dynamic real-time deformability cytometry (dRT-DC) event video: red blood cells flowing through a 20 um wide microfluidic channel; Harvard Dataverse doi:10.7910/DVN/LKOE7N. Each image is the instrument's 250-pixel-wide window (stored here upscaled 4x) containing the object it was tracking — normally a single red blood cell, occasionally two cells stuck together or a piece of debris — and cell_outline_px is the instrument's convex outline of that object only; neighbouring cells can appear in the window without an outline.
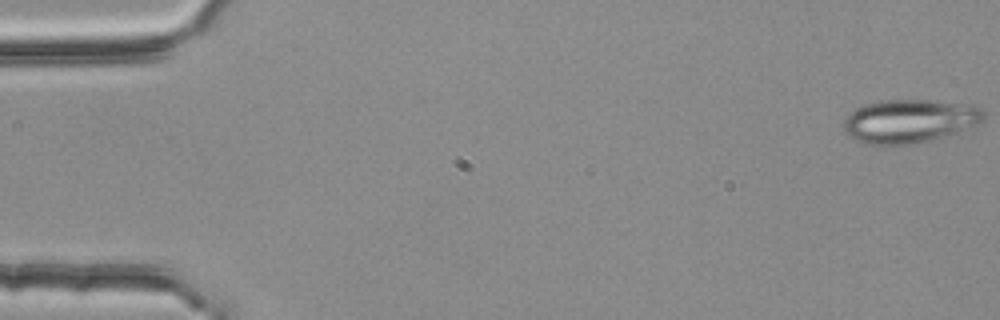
{"species": "common noctule bat (a hibernating species)", "species_latin": "Nyctalus noctula", "temperature_condition": "room temperature", "stored_images_in_passage": 6, "camera_frame_rate_fps": 3000, "um_per_image_px": 0.085, "animal": {"sex": "female", "body_mass_g": 25.1}, "frame": {"image": 1, "passage_image": 1, "time_ms": 0.0, "image_size_px": [1000, 320], "cell_outline_px": [[984, 120], [980, 124], [956, 132], [928, 140], [912, 144], [864, 144], [848, 136], [844, 128], [844, 120], [852, 112], [864, 104], [880, 100], [928, 100], [976, 104], [984, 112]], "centroid_in_image_um": [77.34, 10.27], "position_along_channel_um": 7.7, "area_um2": 35.43}}